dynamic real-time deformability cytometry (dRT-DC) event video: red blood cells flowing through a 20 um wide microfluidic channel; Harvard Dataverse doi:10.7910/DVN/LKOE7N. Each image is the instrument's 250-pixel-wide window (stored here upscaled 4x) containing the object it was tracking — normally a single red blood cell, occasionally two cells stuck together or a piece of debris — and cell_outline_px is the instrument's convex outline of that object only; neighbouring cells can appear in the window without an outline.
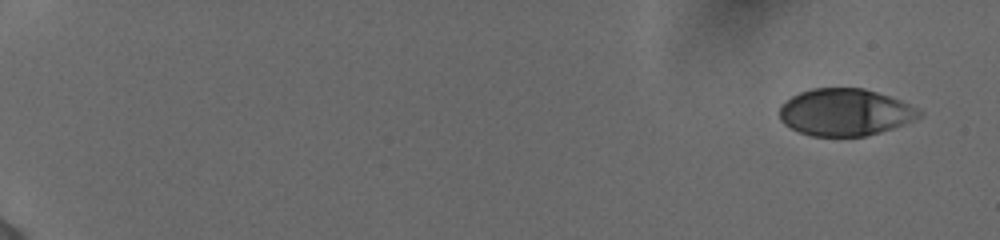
{"species": "human", "species_latin": "Homo sapiens", "temperature_condition": "cold", "stored_images_in_passage": 53, "camera_frame_rate_fps": 3000, "um_per_image_px": 0.085, "donor": {"sex": "female"}, "frame": {"image": 1, "passage_image": 1, "time_ms": 0.0, "image_size_px": [1000, 240], "cell_outline_px": [[924, 112], [920, 116], [912, 120], [892, 128], [880, 132], [864, 136], [812, 136], [800, 132], [784, 124], [780, 120], [780, 104], [784, 100], [800, 92], [812, 88], [864, 88], [900, 100]], "centroid_in_image_um": [71.79, 9.53], "position_along_channel_um": 13.2, "area_um2": 38.09}}
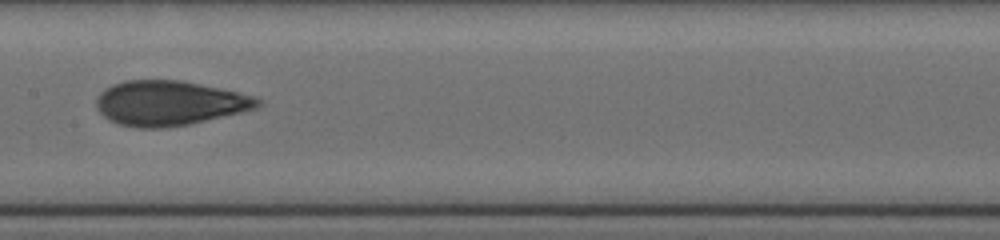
{"frame": {"image": 2, "passage_image": 30, "time_ms": 9.667, "image_size_px": [1000, 240], "cell_outline_px": [[264, 104], [256, 108], [240, 112], [188, 124], [164, 128], [136, 128], [116, 124], [108, 120], [96, 108], [96, 100], [100, 92], [104, 88], [112, 84], [124, 80], [184, 80], [256, 96], [264, 100]], "centroid_in_image_um": [14.38, 8.76], "position_along_channel_um": 193.0, "area_um2": 42.48}}
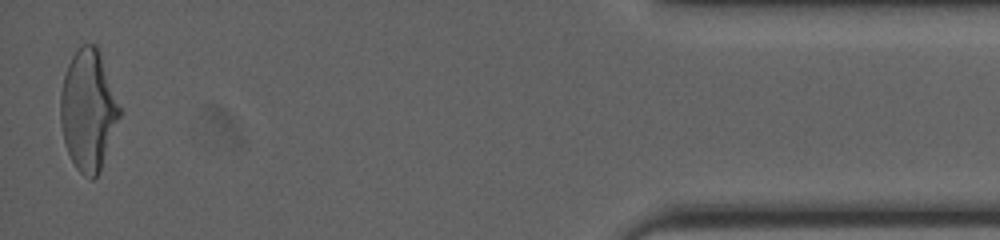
{"frame": {"image": 3, "passage_image": 53, "time_ms": 17.333, "image_size_px": [1000, 240], "cell_outline_px": [[120, 116], [100, 172], [92, 180], [84, 176], [76, 168], [68, 152], [64, 140], [60, 120], [60, 92], [64, 76], [68, 64], [72, 56], [80, 44], [96, 44], [100, 52], [120, 108]], "centroid_in_image_um": [7.48, 9.36], "position_along_channel_um": 427.7, "area_um2": 41.33}, "authors_computed_cell_mechanics": {"area_um2": 40.171, "velocity_mm_per_s": 3.8839, "shape_relaxation_time_tau1_ms": 5.8461, "shape_relaxation_time_tau2_ms": 1.2688, "deformation_change_tau1": 0.195, "deformation_change_tau2": 0.085}}